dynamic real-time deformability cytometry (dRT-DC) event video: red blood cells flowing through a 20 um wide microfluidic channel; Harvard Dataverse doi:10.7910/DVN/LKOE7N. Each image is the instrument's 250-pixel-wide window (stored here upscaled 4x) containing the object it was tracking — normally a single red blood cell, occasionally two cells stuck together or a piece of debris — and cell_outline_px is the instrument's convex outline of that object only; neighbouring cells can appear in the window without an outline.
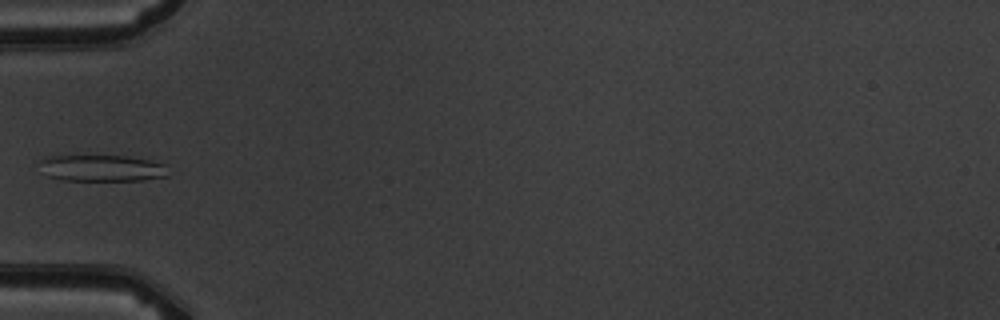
{"species": "common noctule bat (a hibernating species)", "species_latin": "Nyctalus noctula", "temperature_condition": "warm", "stored_images_in_passage": 5, "camera_frame_rate_fps": 3000, "um_per_image_px": 0.085, "animal": {"sex": "male", "body_mass_g": 19.5, "forearm_length_mm": 54.6}, "frame": {"image": 1, "passage_image": 5, "time_ms": 4.333, "image_size_px": [1000, 320], "cell_outline_px": [[168, 176], [144, 180], [64, 180], [48, 176], [40, 160], [48, 156], [128, 156], [148, 160], [164, 164]], "centroid_in_image_um": [8.7, 14.29], "position_along_channel_um": 76.3, "area_um2": 19.42}}